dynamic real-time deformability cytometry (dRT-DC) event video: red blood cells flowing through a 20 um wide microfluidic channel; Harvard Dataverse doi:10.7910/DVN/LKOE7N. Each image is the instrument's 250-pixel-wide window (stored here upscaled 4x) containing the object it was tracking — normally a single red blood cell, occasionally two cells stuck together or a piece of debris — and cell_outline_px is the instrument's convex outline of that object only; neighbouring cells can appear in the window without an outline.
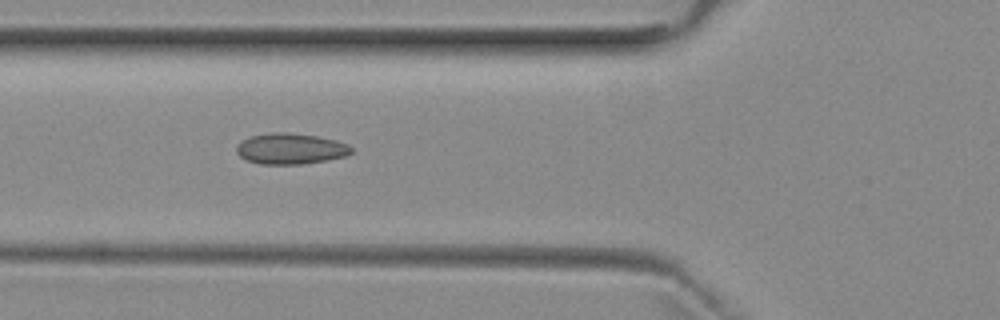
{"species": "common noctule bat (a hibernating species)", "species_latin": "Nyctalus noctula", "temperature_condition": "room temperature", "stored_images_in_passage": 7, "camera_frame_rate_fps": 3000, "um_per_image_px": 0.085, "animal": {"sex": "female", "body_mass_g": 29.2, "forearm_length_mm": 56.3}, "frame": {"image": 1, "passage_image": 6, "time_ms": 5.667, "image_size_px": [1000, 320], "cell_outline_px": [[352, 152], [348, 156], [328, 160], [300, 164], [260, 164], [244, 160], [236, 152], [236, 148], [244, 140], [252, 136], [272, 132], [288, 132], [316, 136], [336, 140], [348, 144], [352, 148]], "centroid_in_image_um": [24.73, 12.65], "position_along_channel_um": 101.1, "area_um2": 20.69}}
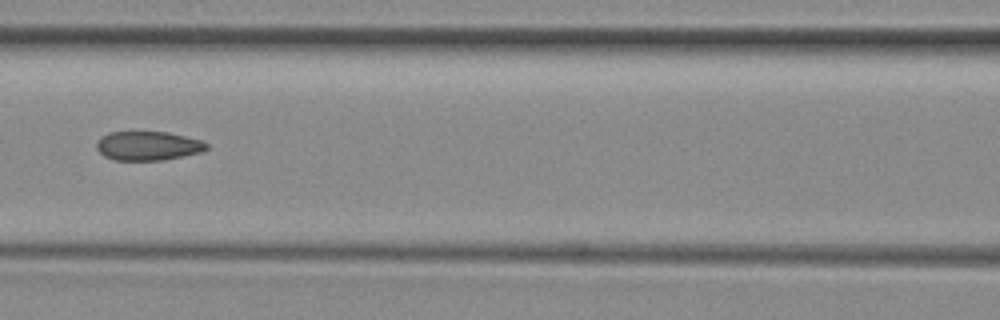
{"frame": {"image": 2, "passage_image": 7, "time_ms": 7.0, "image_size_px": [1000, 320], "cell_outline_px": [[208, 148], [204, 152], [164, 160], [116, 160], [104, 156], [96, 148], [96, 140], [100, 136], [108, 132], [168, 132], [200, 140], [208, 144]], "centroid_in_image_um": [12.57, 12.39], "position_along_channel_um": 154.0, "area_um2": 18.79}}